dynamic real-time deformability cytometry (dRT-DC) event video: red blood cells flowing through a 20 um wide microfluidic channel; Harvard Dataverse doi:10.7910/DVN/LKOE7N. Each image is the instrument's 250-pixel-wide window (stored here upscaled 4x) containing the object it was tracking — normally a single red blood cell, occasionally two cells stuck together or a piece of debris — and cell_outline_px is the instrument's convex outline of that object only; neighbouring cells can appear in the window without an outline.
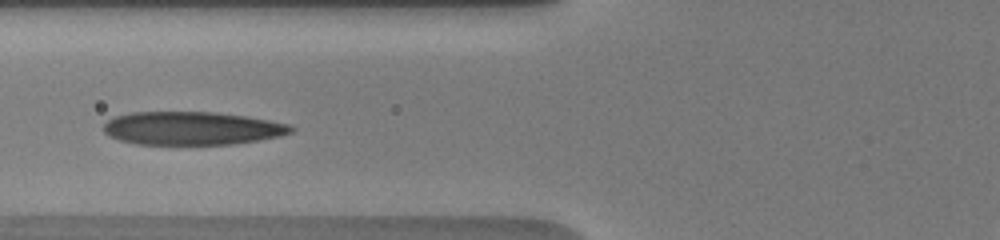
{"species": "human", "species_latin": "Homo sapiens", "temperature_condition": "warm", "stored_images_in_passage": 16, "camera_frame_rate_fps": 3000, "um_per_image_px": 0.085, "donor": {"sex": "male"}, "frame": {"image": 1, "passage_image": 8, "time_ms": 3.667, "image_size_px": [1000, 240], "cell_outline_px": [[296, 128], [292, 132], [280, 136], [232, 144], [136, 144], [120, 140], [108, 136], [104, 132], [104, 124], [108, 120], [116, 116], [132, 112], [216, 112], [244, 116], [268, 120], [288, 124]], "centroid_in_image_um": [16.3, 10.9], "position_along_channel_um": 109.5, "area_um2": 36.13}}
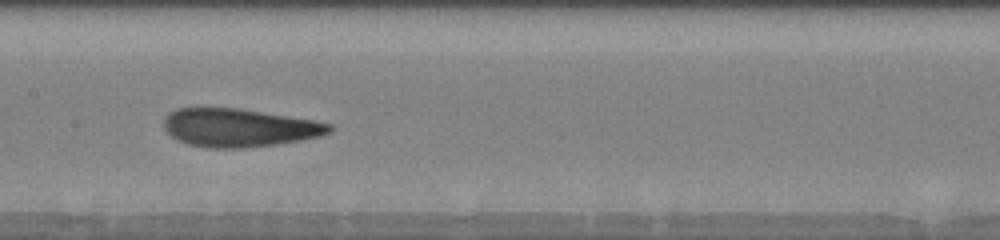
{"frame": {"image": 2, "passage_image": 15, "time_ms": 5.667, "image_size_px": [1000, 240], "cell_outline_px": [[332, 132], [320, 136], [300, 140], [276, 144], [244, 148], [212, 148], [188, 144], [176, 140], [164, 128], [164, 120], [176, 108], [240, 108], [312, 120], [332, 124]], "centroid_in_image_um": [20.33, 10.86], "position_along_channel_um": 187.1, "area_um2": 36.65}}